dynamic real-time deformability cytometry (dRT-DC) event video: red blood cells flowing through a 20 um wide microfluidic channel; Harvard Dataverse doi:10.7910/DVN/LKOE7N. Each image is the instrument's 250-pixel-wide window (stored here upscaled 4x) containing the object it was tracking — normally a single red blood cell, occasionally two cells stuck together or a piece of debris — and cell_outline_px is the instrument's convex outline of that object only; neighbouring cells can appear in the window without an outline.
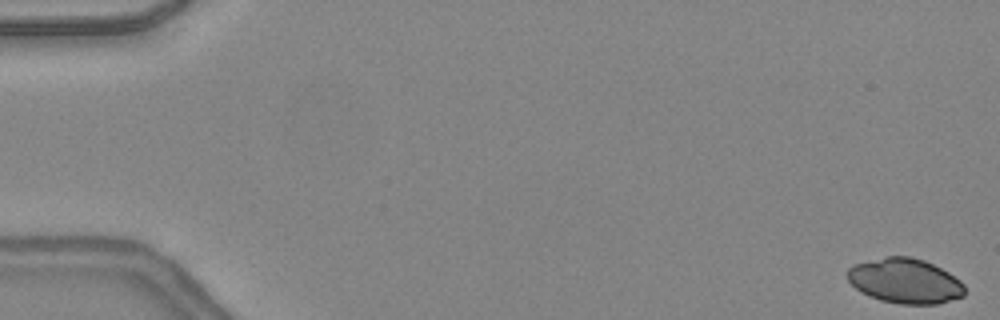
{"species": "common noctule bat (a hibernating species)", "species_latin": "Nyctalus noctula", "temperature_condition": "warm", "stored_images_in_passage": 31, "camera_frame_rate_fps": 3000, "um_per_image_px": 0.085, "animal": {"sex": "female", "body_mass_g": 24.6, "forearm_length_mm": 56.2}, "frame": {"image": 1, "passage_image": 1, "time_ms": 0.0, "image_size_px": [1000, 320], "cell_outline_px": [[964, 296], [940, 304], [900, 304], [880, 300], [860, 292], [848, 280], [848, 268], [852, 264], [888, 256], [908, 256], [924, 260], [948, 272], [960, 280], [964, 284]], "centroid_in_image_um": [76.93, 23.88], "position_along_channel_um": 8.1, "area_um2": 30.75}}